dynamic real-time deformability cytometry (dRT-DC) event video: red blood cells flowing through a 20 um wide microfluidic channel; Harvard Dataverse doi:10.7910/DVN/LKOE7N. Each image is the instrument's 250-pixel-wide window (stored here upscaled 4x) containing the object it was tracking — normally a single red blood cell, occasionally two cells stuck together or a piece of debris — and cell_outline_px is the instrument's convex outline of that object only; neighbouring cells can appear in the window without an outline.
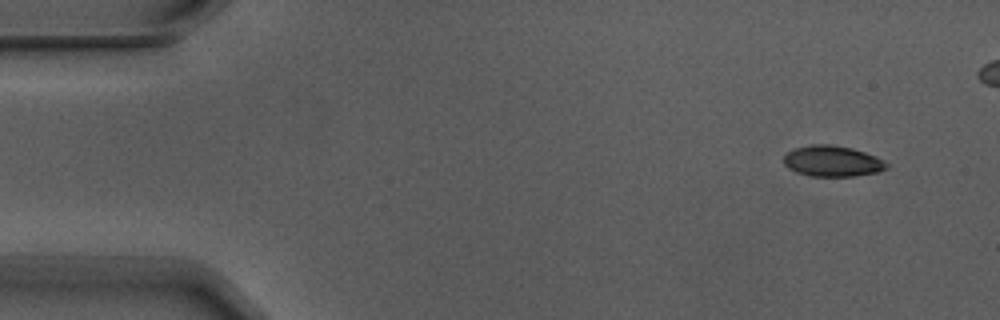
{"species": "Egyptian fruit bat (a non-hibernating species)", "species_latin": "Rousettus aegyptiacus", "temperature_condition": "warm", "stored_images_in_passage": 5, "camera_frame_rate_fps": 3000, "um_per_image_px": 0.085, "animal": {"sex": "male"}, "frame": {"image": 1, "passage_image": 1, "time_ms": 0.0, "image_size_px": [1000, 320], "cell_outline_px": [[888, 168], [876, 172], [852, 176], [812, 176], [796, 172], [788, 168], [784, 164], [784, 156], [788, 152], [796, 148], [812, 144], [828, 144], [852, 148], [876, 156], [888, 164]], "centroid_in_image_um": [70.74, 13.69], "position_along_channel_um": 14.3, "area_um2": 18.32}}